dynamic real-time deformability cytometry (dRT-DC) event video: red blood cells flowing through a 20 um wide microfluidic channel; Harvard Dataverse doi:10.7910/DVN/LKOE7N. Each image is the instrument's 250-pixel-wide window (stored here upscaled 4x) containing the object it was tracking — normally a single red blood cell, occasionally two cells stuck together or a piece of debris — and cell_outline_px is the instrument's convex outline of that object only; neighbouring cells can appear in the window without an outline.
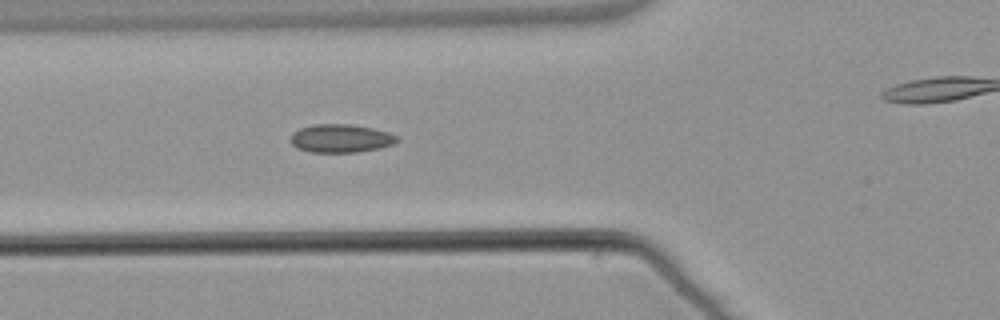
{"species": "common noctule bat (a hibernating species)", "species_latin": "Nyctalus noctula", "temperature_condition": "warm", "stored_images_in_passage": 46, "camera_frame_rate_fps": 3000, "um_per_image_px": 0.085, "animal": {"sex": "male", "body_mass_g": 21.5, "forearm_length_mm": 52.0}, "frame": {"image": 1, "passage_image": 20, "time_ms": 6.333, "image_size_px": [1000, 320], "cell_outline_px": [[400, 140], [396, 144], [380, 148], [356, 152], [308, 152], [296, 148], [288, 140], [292, 132], [300, 128], [312, 124], [352, 124], [372, 128], [388, 132], [396, 136]], "centroid_in_image_um": [28.94, 11.76], "position_along_channel_um": 96.9, "area_um2": 17.86}}